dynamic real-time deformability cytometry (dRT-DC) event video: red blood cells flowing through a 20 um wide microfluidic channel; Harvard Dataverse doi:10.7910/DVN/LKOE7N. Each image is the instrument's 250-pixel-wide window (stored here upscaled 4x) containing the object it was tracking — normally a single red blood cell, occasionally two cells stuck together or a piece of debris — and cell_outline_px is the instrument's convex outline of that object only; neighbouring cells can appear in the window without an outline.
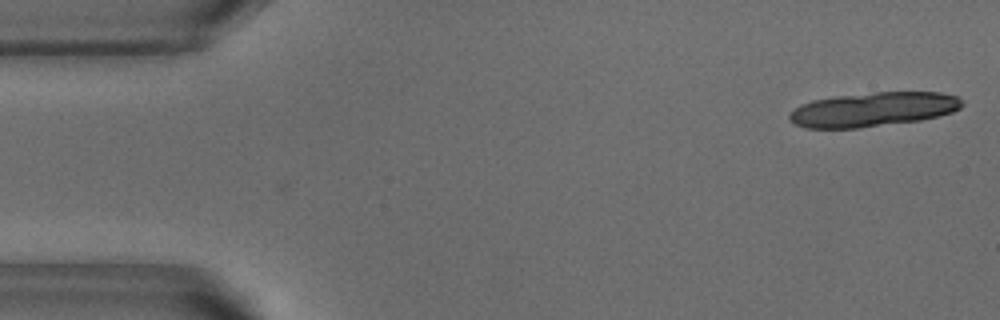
{"species": "common noctule bat (a hibernating species)", "species_latin": "Nyctalus noctula", "temperature_condition": "warm", "stored_images_in_passage": 3, "camera_frame_rate_fps": 3000, "um_per_image_px": 0.085, "animal": {"sex": "male", "body_mass_g": 18.8}, "frame": {"image": 1, "passage_image": 3, "time_ms": 0.667, "image_size_px": [1000, 320], "cell_outline_px": [[964, 104], [960, 108], [952, 112], [920, 120], [856, 128], [804, 128], [788, 120], [788, 112], [800, 104], [812, 100], [836, 96], [876, 92], [940, 92], [956, 96]], "centroid_in_image_um": [74.16, 9.3], "position_along_channel_um": 10.8, "area_um2": 34.45}}